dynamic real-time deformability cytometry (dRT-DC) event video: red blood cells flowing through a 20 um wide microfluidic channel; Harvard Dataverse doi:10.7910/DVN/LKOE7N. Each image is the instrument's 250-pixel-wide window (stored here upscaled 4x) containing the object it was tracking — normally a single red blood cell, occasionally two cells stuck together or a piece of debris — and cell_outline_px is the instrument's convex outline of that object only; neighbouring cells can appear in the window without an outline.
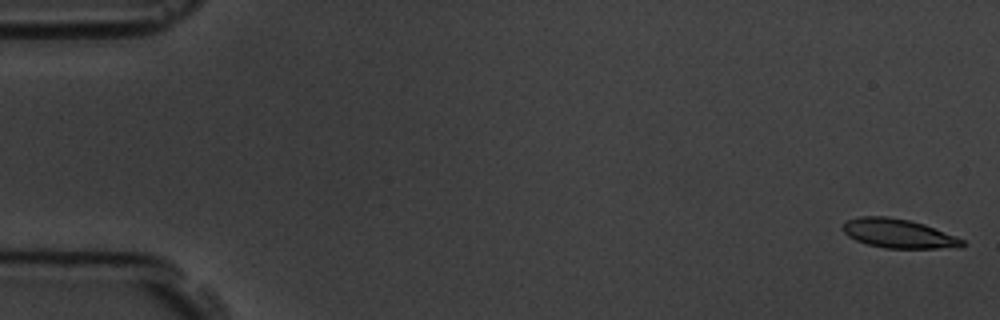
{"species": "common noctule bat (a hibernating species)", "species_latin": "Nyctalus noctula", "temperature_condition": "room temperature", "stored_images_in_passage": 11, "camera_frame_rate_fps": 3000, "um_per_image_px": 0.085, "animal": {"sex": "male", "body_mass_g": 19.5, "forearm_length_mm": 54.6}, "frame": {"image": 1, "passage_image": 1, "time_ms": 0.0, "image_size_px": [1000, 320], "cell_outline_px": [[968, 244], [960, 248], [884, 248], [868, 244], [856, 240], [848, 236], [840, 228], [848, 220], [860, 216], [888, 216], [908, 220], [924, 224], [956, 236], [964, 240]], "centroid_in_image_um": [76.4, 19.85], "position_along_channel_um": 8.6, "area_um2": 20.35}}
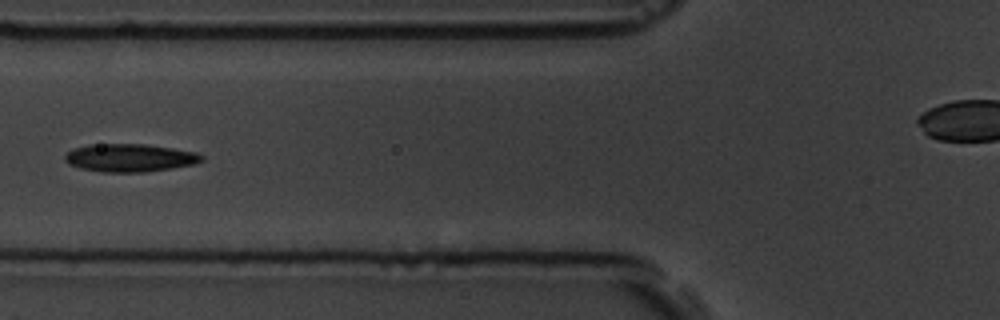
{"frame": {"image": 2, "passage_image": 7, "time_ms": 7.0, "image_size_px": [1000, 320], "cell_outline_px": [[204, 160], [196, 164], [172, 168], [144, 172], [100, 172], [80, 168], [68, 164], [64, 160], [64, 156], [72, 148], [88, 144], [144, 144], [172, 148], [196, 152], [204, 156]], "centroid_in_image_um": [11.02, 13.41], "position_along_channel_um": 114.8, "area_um2": 22.48}}
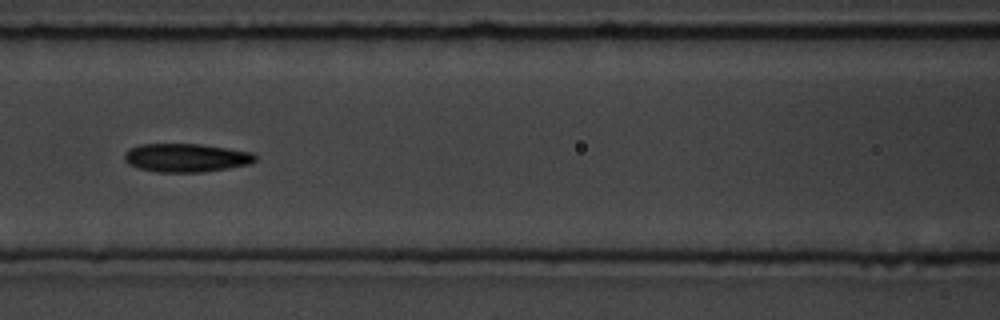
{"frame": {"image": 3, "passage_image": 8, "time_ms": 8.0, "image_size_px": [1000, 320], "cell_outline_px": [[256, 160], [248, 164], [228, 168], [204, 172], [156, 172], [136, 168], [128, 164], [124, 160], [124, 152], [128, 148], [140, 144], [200, 144], [252, 152], [256, 156]], "centroid_in_image_um": [15.76, 13.41], "position_along_channel_um": 150.8, "area_um2": 21.85}}